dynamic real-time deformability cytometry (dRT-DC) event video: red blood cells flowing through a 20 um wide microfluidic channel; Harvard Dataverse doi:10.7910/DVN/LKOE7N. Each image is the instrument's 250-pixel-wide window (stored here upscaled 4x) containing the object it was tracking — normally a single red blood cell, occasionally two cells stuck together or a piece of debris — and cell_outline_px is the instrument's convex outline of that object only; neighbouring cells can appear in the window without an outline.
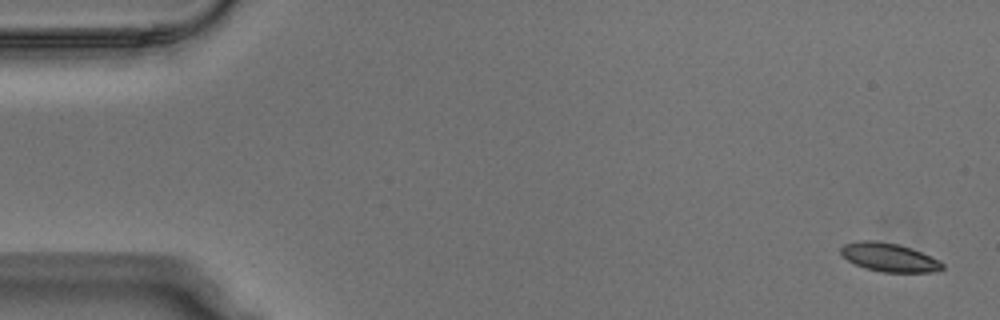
{"species": "Egyptian fruit bat (a non-hibernating species)", "species_latin": "Rousettus aegyptiacus", "temperature_condition": "warm", "stored_images_in_passage": 4, "camera_frame_rate_fps": 3000, "um_per_image_px": 0.085, "animal": {"sex": "male"}, "frame": {"image": 1, "passage_image": 1, "time_ms": 0.0, "image_size_px": [1000, 320], "cell_outline_px": [[944, 268], [936, 272], [880, 272], [856, 264], [848, 260], [840, 252], [840, 248], [844, 244], [860, 240], [876, 240], [896, 244], [912, 248], [940, 260], [944, 264]], "centroid_in_image_um": [75.61, 21.87], "position_along_channel_um": 9.4, "area_um2": 16.88}}